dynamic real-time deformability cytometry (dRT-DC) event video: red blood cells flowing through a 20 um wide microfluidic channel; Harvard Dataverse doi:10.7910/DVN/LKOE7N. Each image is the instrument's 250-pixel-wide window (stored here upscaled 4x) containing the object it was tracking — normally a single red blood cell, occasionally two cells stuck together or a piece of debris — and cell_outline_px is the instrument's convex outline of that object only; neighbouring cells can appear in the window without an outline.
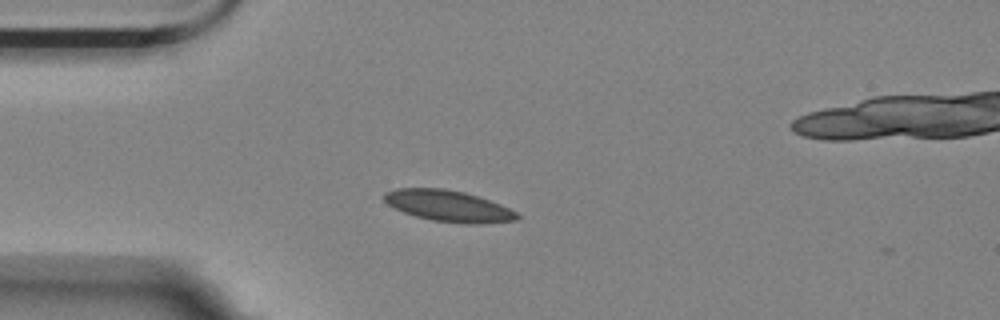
{"species": "Egyptian fruit bat (a non-hibernating species)", "species_latin": "Rousettus aegyptiacus", "temperature_condition": "room temperature", "stored_images_in_passage": 3, "camera_frame_rate_fps": 3000, "um_per_image_px": 0.085, "animal": {"sex": "female"}, "frame": {"image": 1, "passage_image": 3, "time_ms": 2.667, "image_size_px": [1000, 320], "cell_outline_px": [[520, 220], [484, 224], [464, 224], [432, 220], [416, 216], [404, 212], [388, 204], [384, 200], [384, 196], [388, 192], [396, 188], [444, 188], [464, 192], [500, 204], [516, 212], [520, 216]], "centroid_in_image_um": [38.17, 17.52], "position_along_channel_um": 46.8, "area_um2": 24.1}}